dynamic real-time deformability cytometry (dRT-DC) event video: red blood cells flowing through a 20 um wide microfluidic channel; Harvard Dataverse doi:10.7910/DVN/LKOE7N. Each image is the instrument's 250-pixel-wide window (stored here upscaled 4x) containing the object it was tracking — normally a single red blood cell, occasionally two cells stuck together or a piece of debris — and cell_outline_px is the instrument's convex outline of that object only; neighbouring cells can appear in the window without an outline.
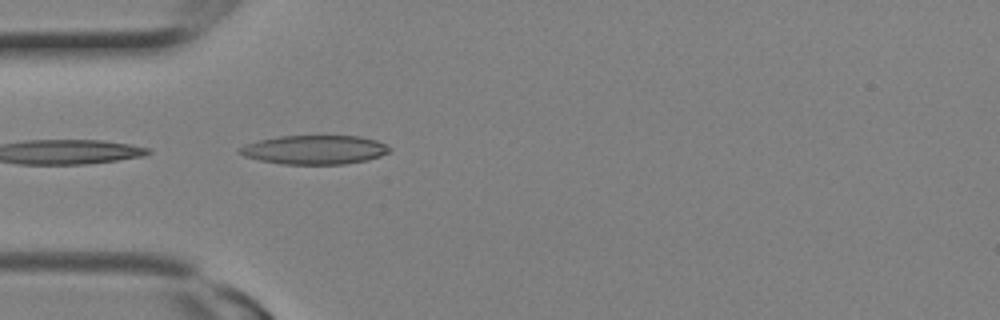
{"species": "Egyptian fruit bat (a non-hibernating species)", "species_latin": "Rousettus aegyptiacus", "temperature_condition": "room temperature", "stored_images_in_passage": 5, "camera_frame_rate_fps": 3000, "um_per_image_px": 0.085, "animal": {"sex": "female"}, "frame": {"image": 1, "passage_image": 5, "time_ms": 1.333, "image_size_px": [1000, 320], "cell_outline_px": [[392, 148], [388, 152], [380, 156], [368, 160], [344, 164], [284, 164], [260, 160], [244, 156], [236, 152], [236, 148], [244, 144], [260, 140], [280, 136], [360, 136], [376, 140], [388, 144]], "centroid_in_image_um": [26.73, 12.72], "position_along_channel_um": 58.3, "area_um2": 25.49}}